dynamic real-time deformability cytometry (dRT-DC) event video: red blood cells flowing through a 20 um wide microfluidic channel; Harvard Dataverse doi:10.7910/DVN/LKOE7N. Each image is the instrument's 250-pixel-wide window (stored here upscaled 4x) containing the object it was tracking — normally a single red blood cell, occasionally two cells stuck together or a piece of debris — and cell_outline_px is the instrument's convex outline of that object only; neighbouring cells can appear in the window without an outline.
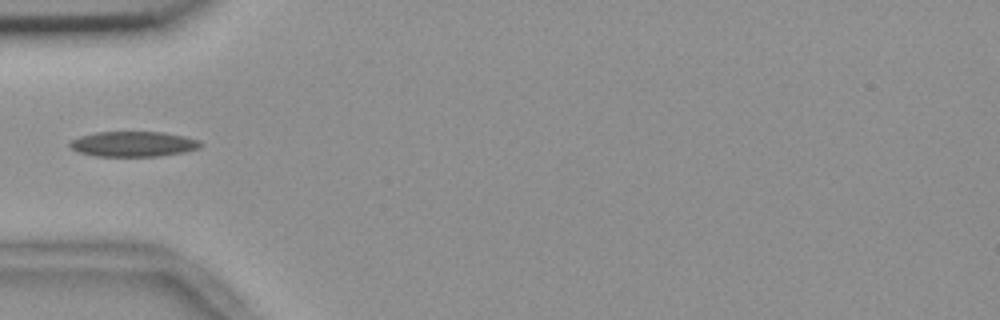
{"species": "common noctule bat (a hibernating species)", "species_latin": "Nyctalus noctula", "temperature_condition": "room temperature", "stored_images_in_passage": 4, "camera_frame_rate_fps": 3000, "um_per_image_px": 0.085, "animal": {"sex": "female", "body_mass_g": 18.4}, "frame": {"image": 1, "passage_image": 2, "time_ms": 0.333, "image_size_px": [1000, 320], "cell_outline_px": [[204, 144], [200, 148], [184, 152], [160, 156], [96, 156], [80, 152], [72, 148], [68, 144], [72, 140], [80, 136], [96, 132], [164, 132], [184, 136], [200, 140]], "centroid_in_image_um": [11.39, 12.24], "position_along_channel_um": 73.6, "area_um2": 19.25}}
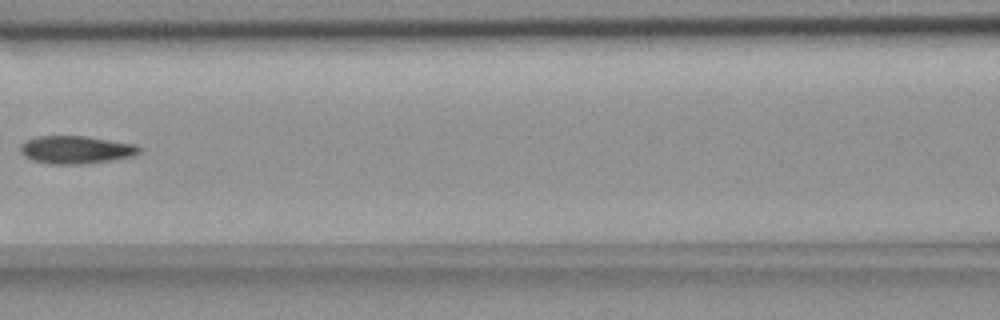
{"frame": {"image": 2, "passage_image": 4, "time_ms": 1.0, "image_size_px": [1000, 320], "cell_outline_px": [[140, 152], [132, 156], [112, 160], [80, 164], [52, 164], [32, 160], [24, 156], [20, 152], [20, 148], [28, 140], [36, 136], [84, 136], [136, 144], [140, 148]], "centroid_in_image_um": [6.46, 12.73], "position_along_channel_um": 160.1, "area_um2": 19.07}}